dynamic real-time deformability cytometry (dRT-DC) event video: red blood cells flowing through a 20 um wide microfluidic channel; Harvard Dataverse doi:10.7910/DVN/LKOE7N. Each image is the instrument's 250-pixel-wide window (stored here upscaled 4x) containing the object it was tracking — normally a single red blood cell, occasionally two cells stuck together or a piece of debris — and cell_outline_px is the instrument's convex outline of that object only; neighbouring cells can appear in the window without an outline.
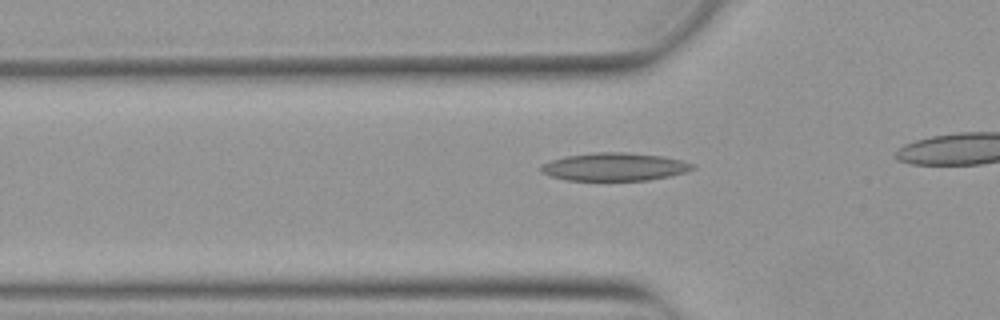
{"species": "Egyptian fruit bat (a non-hibernating species)", "species_latin": "Rousettus aegyptiacus", "temperature_condition": "warm", "stored_images_in_passage": 35, "camera_frame_rate_fps": 3000, "um_per_image_px": 0.085, "animal": {"sex": "female"}, "frame": {"image": 1, "passage_image": 10, "time_ms": 3.0, "image_size_px": [1000, 320], "cell_outline_px": [[696, 168], [672, 176], [648, 180], [568, 180], [552, 176], [540, 172], [540, 164], [564, 156], [596, 152], [624, 152], [664, 156], [696, 164]], "centroid_in_image_um": [52.25, 14.17], "position_along_channel_um": 73.6, "area_um2": 24.8}}
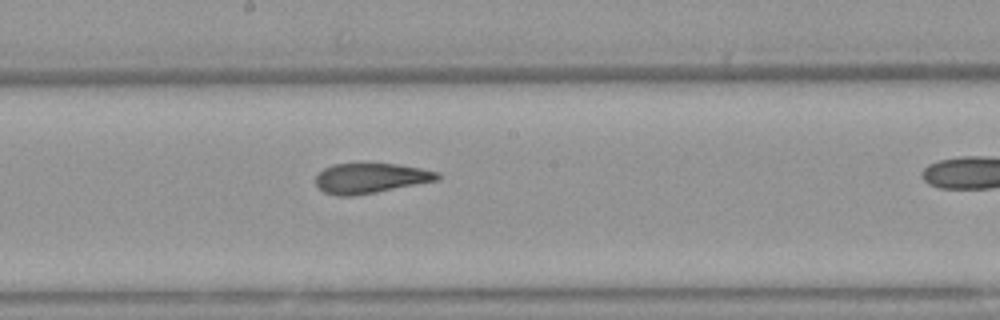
{"frame": {"image": 2, "passage_image": 21, "time_ms": 6.667, "image_size_px": [1000, 320], "cell_outline_px": [[440, 176], [436, 180], [376, 192], [352, 196], [336, 196], [324, 192], [316, 184], [316, 176], [324, 168], [332, 164], [396, 164], [420, 168], [440, 172]], "centroid_in_image_um": [31.47, 15.14], "position_along_channel_um": 216.7, "area_um2": 21.04}}
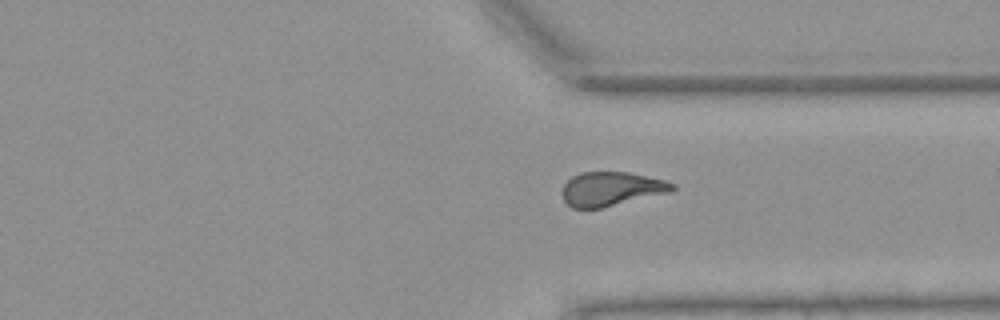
{"frame": {"image": 3, "passage_image": 32, "time_ms": 10.333, "image_size_px": [1000, 320], "cell_outline_px": [[676, 188], [672, 192], [600, 208], [572, 208], [564, 200], [564, 184], [572, 176], [580, 172], [628, 172], [664, 180], [676, 184]], "centroid_in_image_um": [52.0, 16.05], "position_along_channel_um": 359.4, "area_um2": 21.73}}